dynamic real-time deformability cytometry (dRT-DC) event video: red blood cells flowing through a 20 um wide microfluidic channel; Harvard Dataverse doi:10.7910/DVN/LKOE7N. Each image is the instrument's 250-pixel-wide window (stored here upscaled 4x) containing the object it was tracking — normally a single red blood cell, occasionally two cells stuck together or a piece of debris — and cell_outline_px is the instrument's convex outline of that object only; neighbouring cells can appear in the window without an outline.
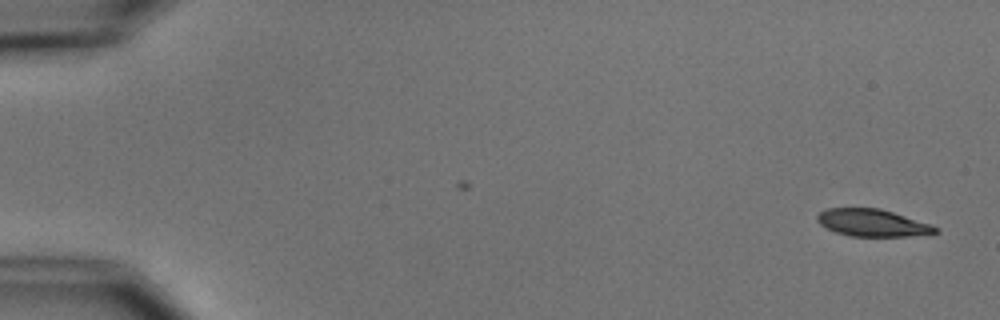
{"species": "common noctule bat (a hibernating species)", "species_latin": "Nyctalus noctula", "temperature_condition": "cold", "stored_images_in_passage": 6, "camera_frame_rate_fps": 3000, "um_per_image_px": 0.085, "animal": {"sex": "male", "body_mass_g": 15.6}, "frame": {"image": 1, "passage_image": 1, "time_ms": 0.0, "image_size_px": [1000, 320], "cell_outline_px": [[940, 232], [908, 236], [848, 236], [836, 232], [820, 224], [816, 220], [816, 216], [820, 212], [828, 208], [880, 208], [928, 224], [936, 228]], "centroid_in_image_um": [74.09, 18.94], "position_along_channel_um": 10.9, "area_um2": 18.38}}
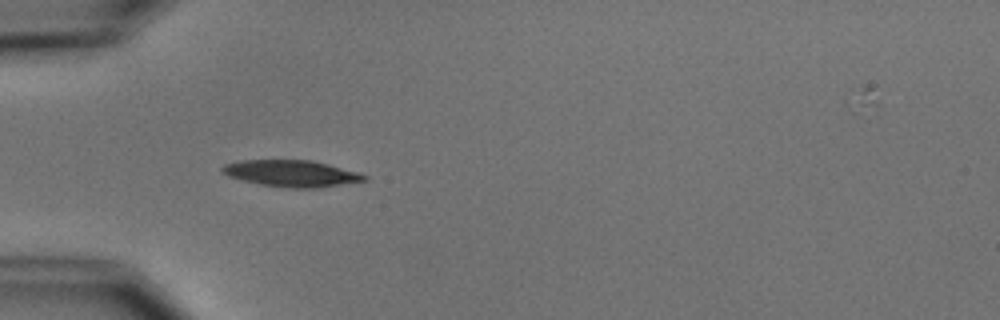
{"frame": {"image": 2, "passage_image": 5, "time_ms": 5.0, "image_size_px": [1000, 320], "cell_outline_px": [[368, 180], [320, 188], [292, 188], [260, 184], [228, 176], [220, 172], [220, 168], [224, 164], [240, 160], [312, 160], [328, 164], [356, 172], [368, 176]], "centroid_in_image_um": [24.76, 14.74], "position_along_channel_um": 60.2, "area_um2": 21.96}}